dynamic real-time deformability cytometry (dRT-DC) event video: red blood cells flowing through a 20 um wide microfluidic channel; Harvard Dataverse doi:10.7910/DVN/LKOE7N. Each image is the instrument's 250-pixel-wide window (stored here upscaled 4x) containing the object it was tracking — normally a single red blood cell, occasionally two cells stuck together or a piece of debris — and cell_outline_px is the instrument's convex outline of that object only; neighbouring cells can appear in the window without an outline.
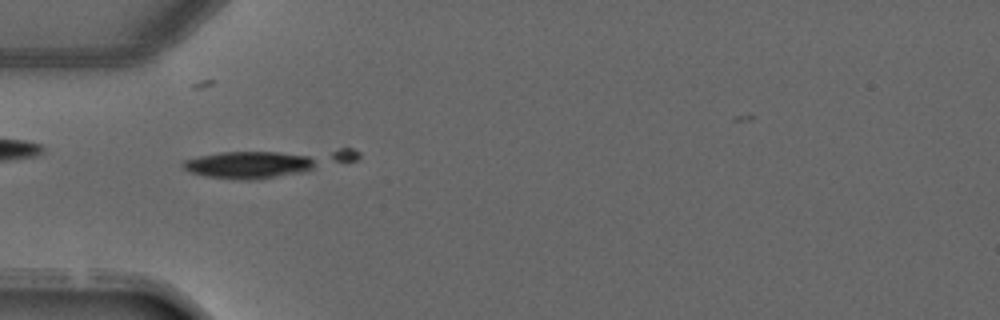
{"species": "common noctule bat (a hibernating species)", "species_latin": "Nyctalus noctula", "temperature_condition": "warm", "stored_images_in_passage": 5, "camera_frame_rate_fps": 3000, "um_per_image_px": 0.085, "animal": {"sex": "male", "forearm_length_mm": 52.5}, "frame": {"image": 1, "passage_image": 5, "time_ms": 4.667, "image_size_px": [1000, 320], "cell_outline_px": [[312, 168], [304, 172], [256, 180], [240, 180], [204, 176], [192, 172], [184, 168], [180, 164], [184, 160], [200, 156], [220, 152], [276, 152], [308, 156], [312, 160]], "centroid_in_image_um": [21.07, 14.03], "position_along_channel_um": 63.9, "area_um2": 20.81}}